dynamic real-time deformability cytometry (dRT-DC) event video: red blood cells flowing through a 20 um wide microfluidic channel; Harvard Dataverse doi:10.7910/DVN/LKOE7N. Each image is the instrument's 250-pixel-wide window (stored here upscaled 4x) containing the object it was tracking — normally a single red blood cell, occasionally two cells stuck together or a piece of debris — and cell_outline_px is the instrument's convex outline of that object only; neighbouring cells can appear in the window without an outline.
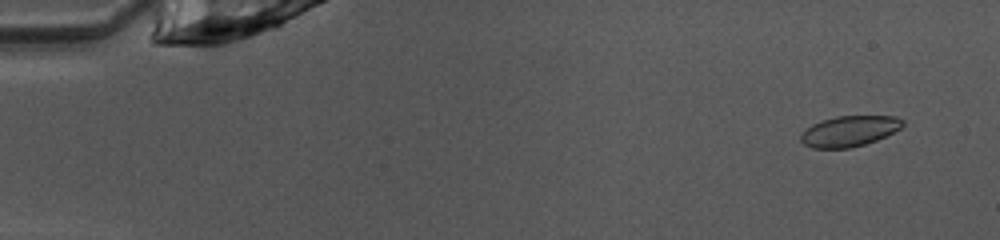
{"species": "common noctule bat (a hibernating species)", "species_latin": "Nyctalus noctula", "temperature_condition": "warm", "stored_images_in_passage": 50, "camera_frame_rate_fps": 3000, "um_per_image_px": 0.085, "animal": {"sex": "female", "body_mass_g": 10.0, "forearm_length_mm": 53.1}, "frame": {"image": 1, "passage_image": 4, "time_ms": 1.0, "image_size_px": [1000, 240], "cell_outline_px": [[904, 124], [900, 128], [876, 140], [864, 144], [848, 148], [812, 148], [804, 144], [800, 140], [800, 136], [812, 124], [836, 116], [896, 116], [904, 120]], "centroid_in_image_um": [72.2, 11.14], "position_along_channel_um": 12.8, "area_um2": 17.92}}
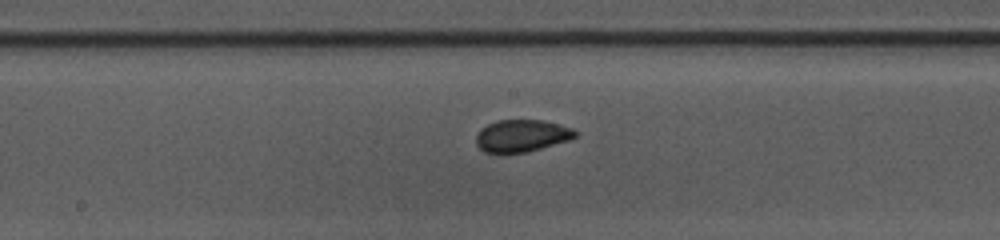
{"frame": {"image": 2, "passage_image": 27, "time_ms": 8.667, "image_size_px": [1000, 240], "cell_outline_px": [[576, 136], [572, 140], [528, 152], [484, 152], [476, 144], [476, 136], [480, 128], [496, 120], [540, 120], [572, 128], [576, 132]], "centroid_in_image_um": [44.35, 11.54], "position_along_channel_um": 203.9, "area_um2": 18.55}}
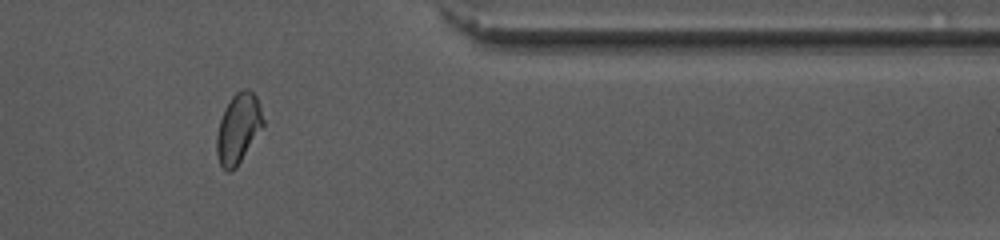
{"frame": {"image": 3, "passage_image": 42, "time_ms": 13.667, "image_size_px": [1000, 240], "cell_outline_px": [[264, 124], [236, 168], [232, 172], [228, 172], [220, 164], [216, 152], [216, 136], [220, 120], [232, 96], [240, 88], [248, 88], [256, 96], [264, 120]], "centroid_in_image_um": [20.25, 10.92], "position_along_channel_um": 391.2, "area_um2": 18.67}, "authors_computed_cell_mechanics": {"area_um2": 18.6694, "velocity_mm_per_s": 4.0329, "shape_relaxation_time_tau1_ms": 4.8925, "shape_relaxation_time_tau2_ms": 1.0838, "deformation_change_tau1": 0.124, "deformation_change_tau2": 0.0343}}